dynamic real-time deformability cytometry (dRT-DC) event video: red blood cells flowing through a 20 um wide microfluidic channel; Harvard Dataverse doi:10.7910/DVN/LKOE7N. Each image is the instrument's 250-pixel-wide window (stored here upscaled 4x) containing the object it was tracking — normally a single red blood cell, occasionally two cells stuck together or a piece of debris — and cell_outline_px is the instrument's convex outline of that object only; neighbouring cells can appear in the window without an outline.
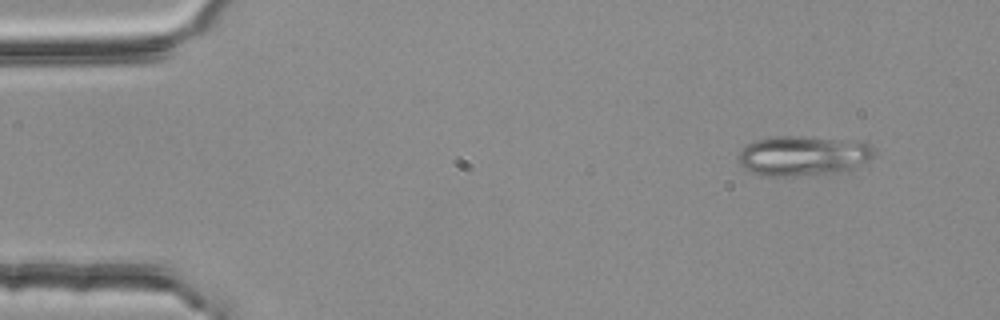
{"species": "common noctule bat (a hibernating species)", "species_latin": "Nyctalus noctula", "temperature_condition": "room temperature", "stored_images_in_passage": 3, "camera_frame_rate_fps": 3000, "um_per_image_px": 0.085, "animal": {"sex": "female", "body_mass_g": 25.1}, "frame": {"image": 1, "passage_image": 1, "time_ms": 0.0, "image_size_px": [1000, 320], "cell_outline_px": [[872, 156], [868, 160], [848, 172], [788, 176], [768, 176], [752, 172], [744, 168], [736, 160], [736, 156], [748, 144], [756, 140], [776, 136], [800, 136], [868, 140], [872, 144]], "centroid_in_image_um": [68.32, 13.22], "position_along_channel_um": 16.7, "area_um2": 32.19}}